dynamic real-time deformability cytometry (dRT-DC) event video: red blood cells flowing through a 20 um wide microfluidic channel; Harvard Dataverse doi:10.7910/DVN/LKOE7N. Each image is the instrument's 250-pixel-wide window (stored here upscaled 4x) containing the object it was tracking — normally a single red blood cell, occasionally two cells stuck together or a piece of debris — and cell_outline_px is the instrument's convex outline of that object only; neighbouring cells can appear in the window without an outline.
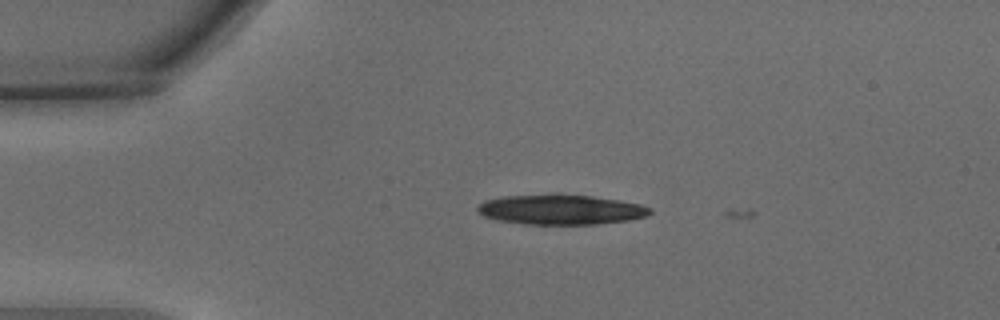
{"species": "common noctule bat (a hibernating species)", "species_latin": "Nyctalus noctula", "temperature_condition": "warm", "stored_images_in_passage": 10, "camera_frame_rate_fps": 3000, "um_per_image_px": 0.085, "animal": {"sex": "male", "body_mass_g": 15.6}, "frame": {"image": 1, "passage_image": 7, "time_ms": 2.0, "image_size_px": [1000, 320], "cell_outline_px": [[652, 212], [644, 216], [628, 220], [596, 224], [524, 224], [496, 220], [484, 216], [476, 212], [476, 208], [484, 200], [504, 196], [556, 192], [592, 196], [640, 204], [652, 208]], "centroid_in_image_um": [47.6, 17.79], "position_along_channel_um": 37.4, "area_um2": 30.63}}